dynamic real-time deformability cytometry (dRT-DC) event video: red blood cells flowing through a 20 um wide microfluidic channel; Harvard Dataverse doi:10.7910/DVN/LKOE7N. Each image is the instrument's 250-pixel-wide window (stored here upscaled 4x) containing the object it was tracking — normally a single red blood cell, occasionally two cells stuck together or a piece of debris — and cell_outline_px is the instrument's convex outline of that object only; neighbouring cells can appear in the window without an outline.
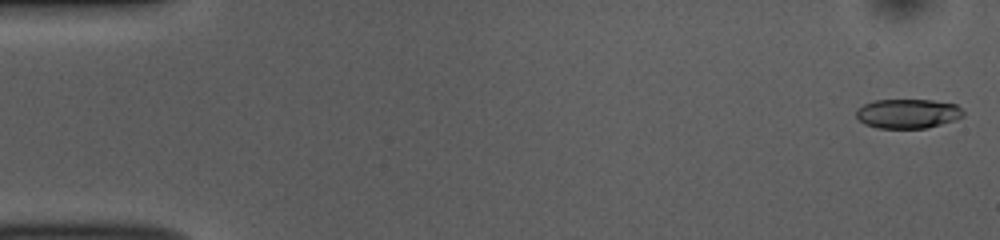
{"species": "common noctule bat (a hibernating species)", "species_latin": "Nyctalus noctula", "temperature_condition": "room temperature", "stored_images_in_passage": 51, "camera_frame_rate_fps": 3000, "um_per_image_px": 0.085, "animal": {"sex": "female", "body_mass_g": 10.0, "forearm_length_mm": 53.1}, "frame": {"image": 1, "passage_image": 1, "time_ms": 0.0, "image_size_px": [1000, 240], "cell_outline_px": [[964, 116], [956, 120], [928, 128], [876, 128], [864, 124], [856, 116], [856, 108], [864, 104], [876, 100], [932, 100], [956, 104], [964, 112]], "centroid_in_image_um": [77.17, 9.66], "position_along_channel_um": 7.8, "area_um2": 18.5}}
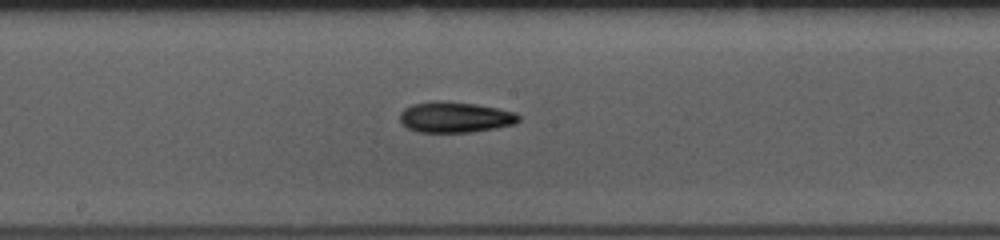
{"frame": {"image": 2, "passage_image": 27, "time_ms": 8.667, "image_size_px": [1000, 240], "cell_outline_px": [[520, 120], [516, 124], [496, 128], [468, 132], [420, 132], [408, 128], [400, 120], [400, 112], [404, 108], [412, 104], [432, 100], [444, 100], [476, 104], [516, 112], [520, 116]], "centroid_in_image_um": [38.69, 9.94], "position_along_channel_um": 209.5, "area_um2": 21.44}}
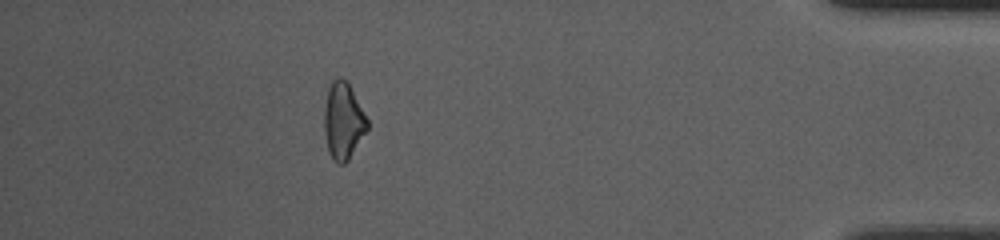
{"frame": {"image": 3, "passage_image": 46, "time_ms": 15.0, "image_size_px": [1000, 240], "cell_outline_px": [[368, 128], [348, 160], [344, 164], [336, 164], [328, 152], [324, 132], [324, 108], [328, 88], [332, 80], [336, 76], [340, 76], [348, 84], [368, 120]], "centroid_in_image_um": [29.14, 10.3], "position_along_channel_um": 406.1, "area_um2": 19.13}, "authors_computed_cell_mechanics": {"area_um2": 19.5942, "velocity_mm_per_s": 3.8709, "shape_relaxation_time_tau1_ms": 5.5755, "shape_relaxation_time_tau2_ms": 8.4378, "deformation_change_tau1": 0.1525, "deformation_change_tau2": 0.1967}}